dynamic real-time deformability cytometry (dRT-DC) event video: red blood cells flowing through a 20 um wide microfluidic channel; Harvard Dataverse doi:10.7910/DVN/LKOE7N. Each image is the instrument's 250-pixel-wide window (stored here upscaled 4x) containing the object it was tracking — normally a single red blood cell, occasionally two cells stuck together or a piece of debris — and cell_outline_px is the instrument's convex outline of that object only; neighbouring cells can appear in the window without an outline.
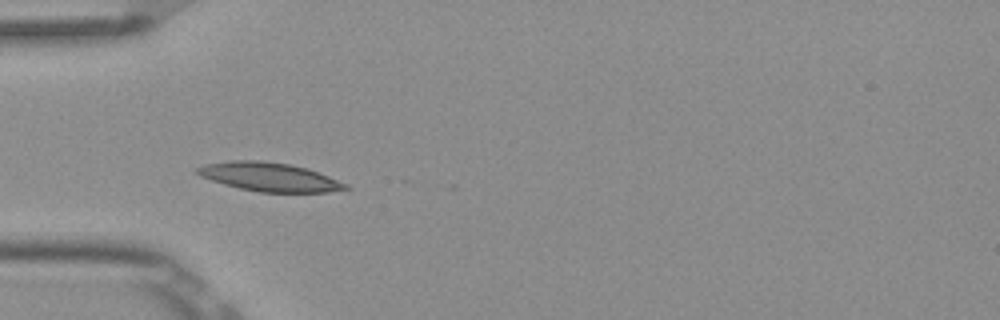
{"species": "Egyptian fruit bat (a non-hibernating species)", "species_latin": "Rousettus aegyptiacus", "temperature_condition": "room temperature", "stored_images_in_passage": 4, "camera_frame_rate_fps": 3000, "um_per_image_px": 0.085, "frame": {"image": 1, "passage_image": 4, "time_ms": 1.0, "image_size_px": [1000, 320], "cell_outline_px": [[352, 188], [328, 192], [260, 192], [240, 188], [224, 184], [200, 176], [196, 172], [196, 168], [204, 164], [228, 160], [260, 160], [288, 164], [308, 168], [348, 184]], "centroid_in_image_um": [22.9, 15.03], "position_along_channel_um": 62.1, "area_um2": 24.8}}